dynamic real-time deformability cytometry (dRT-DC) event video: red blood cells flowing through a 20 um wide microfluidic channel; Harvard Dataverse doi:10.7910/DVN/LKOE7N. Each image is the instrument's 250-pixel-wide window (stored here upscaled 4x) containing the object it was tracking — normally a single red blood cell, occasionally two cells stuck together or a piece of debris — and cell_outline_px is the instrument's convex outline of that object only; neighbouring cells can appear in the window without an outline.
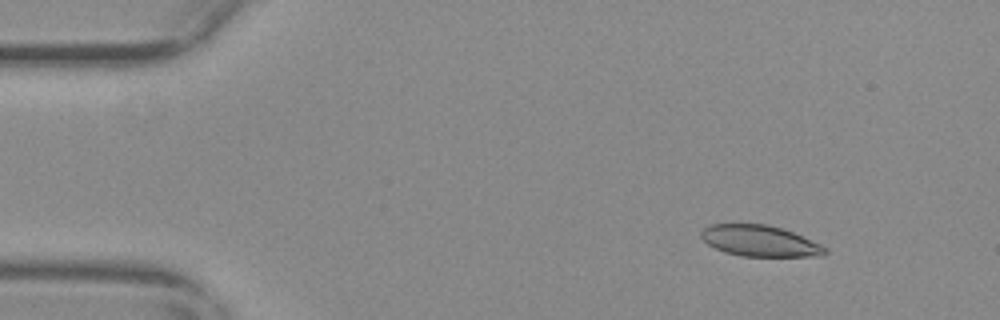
{"species": "common noctule bat (a hibernating species)", "species_latin": "Nyctalus noctula", "temperature_condition": "warm", "stored_images_in_passage": 52, "camera_frame_rate_fps": 3000, "um_per_image_px": 0.085, "animal": {"sex": "female", "body_mass_g": 29.2, "forearm_length_mm": 56.3}, "frame": {"image": 1, "passage_image": 3, "time_ms": 0.667, "image_size_px": [1000, 320], "cell_outline_px": [[828, 252], [824, 256], [740, 256], [724, 252], [708, 244], [700, 236], [700, 232], [704, 228], [712, 224], [768, 224], [792, 232], [820, 244], [828, 248]], "centroid_in_image_um": [64.59, 20.48], "position_along_channel_um": 20.4, "area_um2": 22.37}}
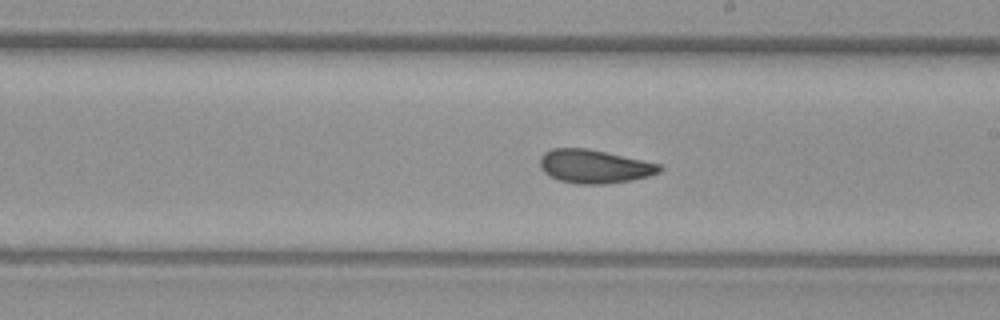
{"frame": {"image": 2, "passage_image": 28, "time_ms": 9.0, "image_size_px": [1000, 320], "cell_outline_px": [[664, 168], [660, 172], [648, 176], [632, 180], [604, 184], [576, 184], [556, 180], [548, 176], [540, 168], [540, 156], [544, 152], [552, 148], [588, 148], [660, 164]], "centroid_in_image_um": [50.48, 14.15], "position_along_channel_um": 238.5, "area_um2": 23.58}}
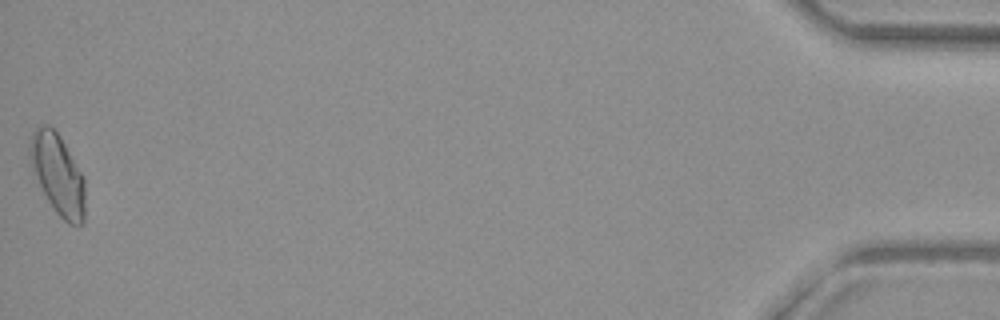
{"frame": {"image": 3, "passage_image": 52, "time_ms": 17.0, "image_size_px": [1000, 320], "cell_outline_px": [[84, 224], [68, 224], [56, 212], [48, 200], [32, 168], [28, 156], [28, 148], [32, 132], [40, 124], [48, 124], [60, 136], [84, 176]], "centroid_in_image_um": [4.9, 14.78], "position_along_channel_um": 430.3, "area_um2": 25.72}, "authors_computed_cell_mechanics": {"area_um2": 23.2356, "velocity_mm_per_s": 3.6955, "shape_relaxation_time_tau1_ms": null, "shape_relaxation_time_tau2_ms": 2.3643, "deformation_change_tau1": null, "deformation_change_tau2": 0.0798}}